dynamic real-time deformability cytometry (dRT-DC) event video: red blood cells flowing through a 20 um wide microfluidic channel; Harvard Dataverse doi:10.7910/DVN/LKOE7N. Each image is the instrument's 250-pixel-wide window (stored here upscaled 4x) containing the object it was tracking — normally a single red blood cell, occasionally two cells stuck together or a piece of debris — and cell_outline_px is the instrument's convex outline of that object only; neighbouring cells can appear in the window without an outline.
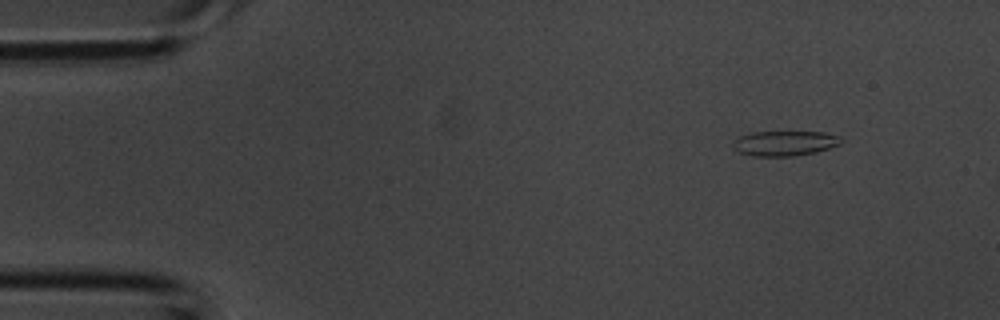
{"species": "common noctule bat (a hibernating species)", "species_latin": "Nyctalus noctula", "temperature_condition": "room temperature", "stored_images_in_passage": 3, "camera_frame_rate_fps": 3000, "um_per_image_px": 0.085, "animal": {"sex": "male", "body_mass_g": 20.1, "forearm_length_mm": 53.5}, "frame": {"image": 1, "passage_image": 1, "time_ms": 0.0, "image_size_px": [1000, 320], "cell_outline_px": [[844, 140], [840, 144], [816, 152], [796, 156], [752, 156], [740, 152], [732, 144], [732, 140], [740, 136], [752, 132], [824, 132], [840, 136]], "centroid_in_image_um": [66.72, 12.17], "position_along_channel_um": 18.3, "area_um2": 15.78}}
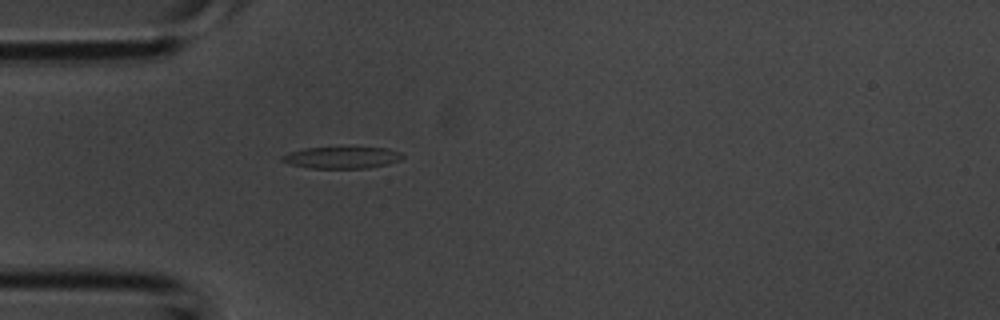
{"frame": {"image": 2, "passage_image": 3, "time_ms": 0.667, "image_size_px": [1000, 320], "cell_outline_px": [[404, 156], [400, 160], [388, 164], [368, 168], [308, 168], [288, 164], [280, 160], [280, 156], [288, 152], [304, 148], [388, 148], [400, 152]], "centroid_in_image_um": [29.01, 13.4], "position_along_channel_um": 56.0, "area_um2": 15.26}}